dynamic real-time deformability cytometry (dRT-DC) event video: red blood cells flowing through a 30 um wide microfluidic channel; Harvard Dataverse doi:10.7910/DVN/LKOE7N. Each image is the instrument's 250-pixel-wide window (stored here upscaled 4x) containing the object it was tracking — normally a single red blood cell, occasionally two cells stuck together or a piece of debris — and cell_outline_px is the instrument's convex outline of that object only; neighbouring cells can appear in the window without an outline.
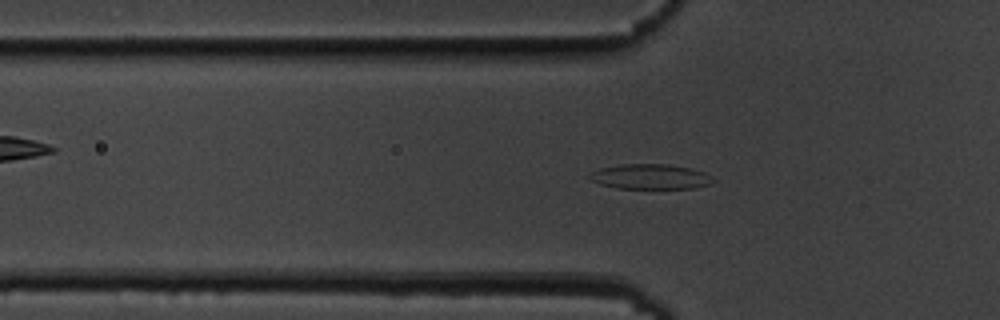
{"species": "common noctule bat (a hibernating species)", "species_latin": "Nyctalus noctula", "temperature_condition": "cold", "stored_images_in_passage": 55, "camera_frame_rate_fps": 3000, "um_per_image_px": 0.085, "animal": {"sex": "male", "body_mass_g": 19.5, "forearm_length_mm": 54.6}, "frame": {"image": 1, "passage_image": 17, "time_ms": 5.333, "image_size_px": [1000, 320], "cell_outline_px": [[716, 180], [712, 184], [696, 188], [616, 188], [600, 184], [588, 180], [588, 176], [592, 172], [600, 168], [620, 164], [668, 164], [692, 168], [704, 172], [712, 176]], "centroid_in_image_um": [55.31, 15.01], "position_along_channel_um": 70.5, "area_um2": 18.26}}
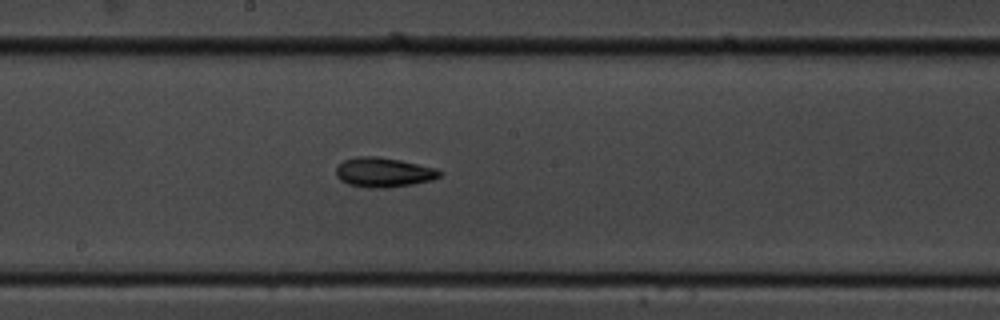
{"frame": {"image": 2, "passage_image": 29, "time_ms": 9.333, "image_size_px": [1000, 320], "cell_outline_px": [[444, 172], [440, 176], [432, 180], [412, 184], [388, 188], [372, 188], [348, 184], [340, 180], [336, 176], [336, 168], [344, 160], [356, 156], [376, 156], [400, 160], [436, 168]], "centroid_in_image_um": [32.61, 14.65], "position_along_channel_um": 215.6, "area_um2": 17.92}}
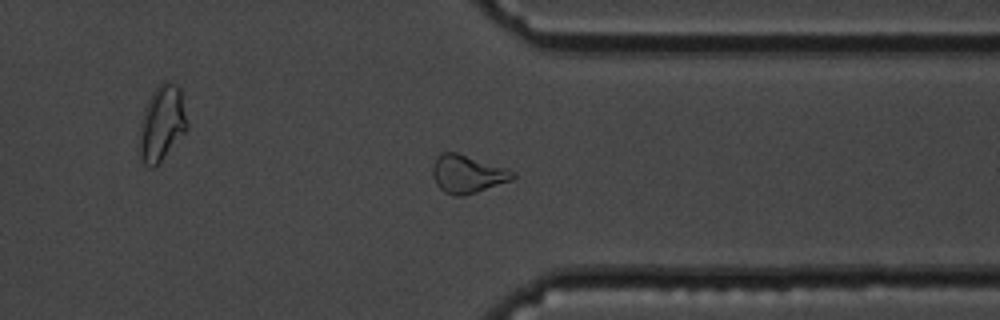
{"frame": {"image": 3, "passage_image": 42, "time_ms": 13.667, "image_size_px": [1000, 320], "cell_outline_px": [[516, 176], [512, 180], [464, 196], [452, 196], [444, 192], [436, 184], [432, 176], [432, 164], [436, 156], [440, 152], [456, 152], [508, 168], [516, 172]], "centroid_in_image_um": [39.71, 14.78], "position_along_channel_um": 371.7, "area_um2": 18.03}}